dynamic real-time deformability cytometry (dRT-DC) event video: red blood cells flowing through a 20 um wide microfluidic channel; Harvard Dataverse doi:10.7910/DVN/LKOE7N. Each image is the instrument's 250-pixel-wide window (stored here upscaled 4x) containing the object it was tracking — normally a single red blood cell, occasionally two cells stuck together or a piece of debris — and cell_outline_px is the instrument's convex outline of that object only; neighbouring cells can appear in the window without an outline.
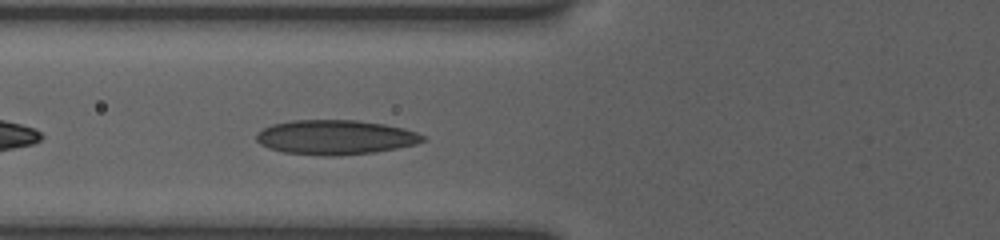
{"species": "human", "species_latin": "Homo sapiens", "temperature_condition": "room temperature", "stored_images_in_passage": 26, "camera_frame_rate_fps": 3000, "um_per_image_px": 0.085, "donor": {"sex": "female"}, "frame": {"image": 1, "passage_image": 4, "time_ms": 1.333, "image_size_px": [1000, 240], "cell_outline_px": [[424, 140], [416, 144], [376, 152], [340, 156], [320, 156], [280, 152], [268, 148], [260, 144], [256, 140], [256, 132], [272, 124], [292, 120], [356, 120], [384, 124], [404, 128], [416, 132], [424, 136]], "centroid_in_image_um": [28.46, 11.68], "position_along_channel_um": 97.3, "area_um2": 33.81}}
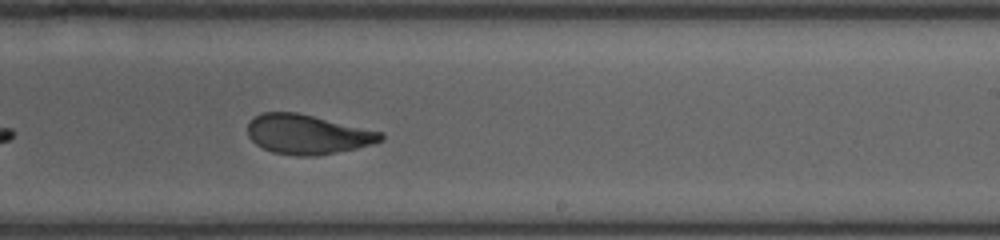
{"frame": {"image": 2, "passage_image": 12, "time_ms": 5.667, "image_size_px": [1000, 240], "cell_outline_px": [[384, 140], [372, 144], [356, 148], [316, 156], [296, 156], [272, 152], [256, 144], [248, 136], [248, 124], [252, 116], [264, 112], [296, 112], [384, 132]], "centroid_in_image_um": [26.14, 11.41], "position_along_channel_um": 262.9, "area_um2": 30.75}}
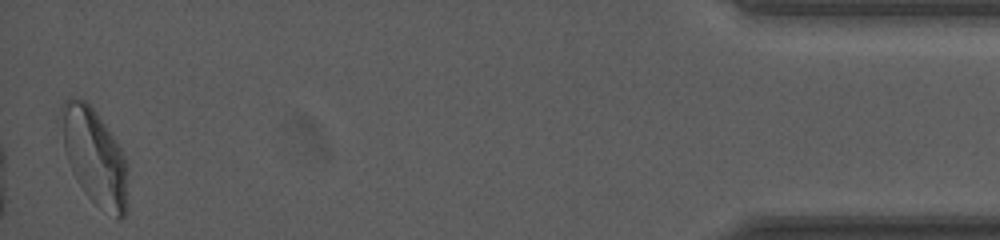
{"frame": {"image": 3, "passage_image": 26, "time_ms": 12.0, "image_size_px": [1000, 240], "cell_outline_px": [[124, 216], [120, 220], [116, 220], [100, 208], [84, 192], [76, 180], [72, 172], [64, 148], [56, 120], [60, 104], [64, 100], [84, 100], [96, 112], [120, 148], [124, 156]], "centroid_in_image_um": [7.91, 13.26], "position_along_channel_um": 427.3, "area_um2": 36.59}, "authors_computed_cell_mechanics": {"area_um2": 32.2813, "velocity_mm_per_s": 3.8111, "shape_relaxation_time_tau1_ms": 5.5285, "shape_relaxation_time_tau2_ms": 1.4377, "deformation_change_tau1": 0.1634, "deformation_change_tau2": 0.0719}}